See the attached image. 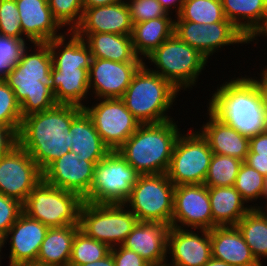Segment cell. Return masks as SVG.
<instances>
[{
	"label": "cell",
	"instance_id": "6da1fadb",
	"mask_svg": "<svg viewBox=\"0 0 267 266\" xmlns=\"http://www.w3.org/2000/svg\"><path fill=\"white\" fill-rule=\"evenodd\" d=\"M83 111L75 105L57 104L52 109L22 118L17 143L43 172L53 161L71 151L70 126Z\"/></svg>",
	"mask_w": 267,
	"mask_h": 266
},
{
	"label": "cell",
	"instance_id": "7a4b0ae2",
	"mask_svg": "<svg viewBox=\"0 0 267 266\" xmlns=\"http://www.w3.org/2000/svg\"><path fill=\"white\" fill-rule=\"evenodd\" d=\"M228 81V82H227ZM225 80L211 93L207 109L223 123L248 138L267 131L263 97L252 76Z\"/></svg>",
	"mask_w": 267,
	"mask_h": 266
},
{
	"label": "cell",
	"instance_id": "3957f363",
	"mask_svg": "<svg viewBox=\"0 0 267 266\" xmlns=\"http://www.w3.org/2000/svg\"><path fill=\"white\" fill-rule=\"evenodd\" d=\"M51 68L52 56L49 45L32 43L23 51L19 62L4 79L14 91L15 98L20 104L22 118L57 105L52 91Z\"/></svg>",
	"mask_w": 267,
	"mask_h": 266
},
{
	"label": "cell",
	"instance_id": "277c9868",
	"mask_svg": "<svg viewBox=\"0 0 267 266\" xmlns=\"http://www.w3.org/2000/svg\"><path fill=\"white\" fill-rule=\"evenodd\" d=\"M174 120L141 124L117 151L140 175L166 173L175 143L184 130Z\"/></svg>",
	"mask_w": 267,
	"mask_h": 266
},
{
	"label": "cell",
	"instance_id": "5b68a950",
	"mask_svg": "<svg viewBox=\"0 0 267 266\" xmlns=\"http://www.w3.org/2000/svg\"><path fill=\"white\" fill-rule=\"evenodd\" d=\"M146 64L135 73L121 100L140 124L172 120L168 112L174 109L173 103L181 91Z\"/></svg>",
	"mask_w": 267,
	"mask_h": 266
},
{
	"label": "cell",
	"instance_id": "8992f818",
	"mask_svg": "<svg viewBox=\"0 0 267 266\" xmlns=\"http://www.w3.org/2000/svg\"><path fill=\"white\" fill-rule=\"evenodd\" d=\"M144 60H148L150 66L154 64V68H149L151 71L158 73L183 92L187 89L190 91L196 86L198 77L203 74L202 71L206 69L208 63L203 54L180 40L175 34Z\"/></svg>",
	"mask_w": 267,
	"mask_h": 266
},
{
	"label": "cell",
	"instance_id": "52a82bcc",
	"mask_svg": "<svg viewBox=\"0 0 267 266\" xmlns=\"http://www.w3.org/2000/svg\"><path fill=\"white\" fill-rule=\"evenodd\" d=\"M83 202L76 193L54 187L42 179L23 203V212L49 228L79 225Z\"/></svg>",
	"mask_w": 267,
	"mask_h": 266
},
{
	"label": "cell",
	"instance_id": "ba28073f",
	"mask_svg": "<svg viewBox=\"0 0 267 266\" xmlns=\"http://www.w3.org/2000/svg\"><path fill=\"white\" fill-rule=\"evenodd\" d=\"M140 174L116 151H110L94 168L93 180L84 202L124 204Z\"/></svg>",
	"mask_w": 267,
	"mask_h": 266
},
{
	"label": "cell",
	"instance_id": "9c48e42d",
	"mask_svg": "<svg viewBox=\"0 0 267 266\" xmlns=\"http://www.w3.org/2000/svg\"><path fill=\"white\" fill-rule=\"evenodd\" d=\"M137 222L124 204L83 202L80 209V230L110 248L122 245Z\"/></svg>",
	"mask_w": 267,
	"mask_h": 266
},
{
	"label": "cell",
	"instance_id": "30bf717a",
	"mask_svg": "<svg viewBox=\"0 0 267 266\" xmlns=\"http://www.w3.org/2000/svg\"><path fill=\"white\" fill-rule=\"evenodd\" d=\"M175 185L166 173L140 175L124 205L138 221L171 226Z\"/></svg>",
	"mask_w": 267,
	"mask_h": 266
},
{
	"label": "cell",
	"instance_id": "8fae6325",
	"mask_svg": "<svg viewBox=\"0 0 267 266\" xmlns=\"http://www.w3.org/2000/svg\"><path fill=\"white\" fill-rule=\"evenodd\" d=\"M196 130H183L178 137L166 172L175 185L204 184L213 156L207 139Z\"/></svg>",
	"mask_w": 267,
	"mask_h": 266
},
{
	"label": "cell",
	"instance_id": "7c38bea8",
	"mask_svg": "<svg viewBox=\"0 0 267 266\" xmlns=\"http://www.w3.org/2000/svg\"><path fill=\"white\" fill-rule=\"evenodd\" d=\"M83 110L110 151H116L141 125L121 98L96 99Z\"/></svg>",
	"mask_w": 267,
	"mask_h": 266
},
{
	"label": "cell",
	"instance_id": "4fadbf2b",
	"mask_svg": "<svg viewBox=\"0 0 267 266\" xmlns=\"http://www.w3.org/2000/svg\"><path fill=\"white\" fill-rule=\"evenodd\" d=\"M43 172L18 143L0 156V193L24 203Z\"/></svg>",
	"mask_w": 267,
	"mask_h": 266
},
{
	"label": "cell",
	"instance_id": "5bb4252c",
	"mask_svg": "<svg viewBox=\"0 0 267 266\" xmlns=\"http://www.w3.org/2000/svg\"><path fill=\"white\" fill-rule=\"evenodd\" d=\"M174 34L208 60L225 46L247 44V38L232 22L202 25L191 21H174Z\"/></svg>",
	"mask_w": 267,
	"mask_h": 266
},
{
	"label": "cell",
	"instance_id": "9a60e30c",
	"mask_svg": "<svg viewBox=\"0 0 267 266\" xmlns=\"http://www.w3.org/2000/svg\"><path fill=\"white\" fill-rule=\"evenodd\" d=\"M171 226L184 229H213L211 204L206 185L175 186Z\"/></svg>",
	"mask_w": 267,
	"mask_h": 266
},
{
	"label": "cell",
	"instance_id": "2e32d148",
	"mask_svg": "<svg viewBox=\"0 0 267 266\" xmlns=\"http://www.w3.org/2000/svg\"><path fill=\"white\" fill-rule=\"evenodd\" d=\"M144 63L92 58L88 71L90 94L95 97L92 99L121 98Z\"/></svg>",
	"mask_w": 267,
	"mask_h": 266
},
{
	"label": "cell",
	"instance_id": "e0dca14e",
	"mask_svg": "<svg viewBox=\"0 0 267 266\" xmlns=\"http://www.w3.org/2000/svg\"><path fill=\"white\" fill-rule=\"evenodd\" d=\"M167 254L171 259H167V266L204 265L212 257L210 231L171 226Z\"/></svg>",
	"mask_w": 267,
	"mask_h": 266
},
{
	"label": "cell",
	"instance_id": "ac0fdd59",
	"mask_svg": "<svg viewBox=\"0 0 267 266\" xmlns=\"http://www.w3.org/2000/svg\"><path fill=\"white\" fill-rule=\"evenodd\" d=\"M95 165L92 161H79L76 154L69 151L43 171V180L84 199L92 185Z\"/></svg>",
	"mask_w": 267,
	"mask_h": 266
},
{
	"label": "cell",
	"instance_id": "d6986e66",
	"mask_svg": "<svg viewBox=\"0 0 267 266\" xmlns=\"http://www.w3.org/2000/svg\"><path fill=\"white\" fill-rule=\"evenodd\" d=\"M48 229L23 212L5 235V244L10 245L9 266L36 262Z\"/></svg>",
	"mask_w": 267,
	"mask_h": 266
},
{
	"label": "cell",
	"instance_id": "ffe728a7",
	"mask_svg": "<svg viewBox=\"0 0 267 266\" xmlns=\"http://www.w3.org/2000/svg\"><path fill=\"white\" fill-rule=\"evenodd\" d=\"M170 228L163 222L138 221L122 246L136 252L151 266L166 265Z\"/></svg>",
	"mask_w": 267,
	"mask_h": 266
},
{
	"label": "cell",
	"instance_id": "44dd1931",
	"mask_svg": "<svg viewBox=\"0 0 267 266\" xmlns=\"http://www.w3.org/2000/svg\"><path fill=\"white\" fill-rule=\"evenodd\" d=\"M133 24L125 2L84 8L80 24L74 33L84 39L89 33L131 35Z\"/></svg>",
	"mask_w": 267,
	"mask_h": 266
},
{
	"label": "cell",
	"instance_id": "7402d4cb",
	"mask_svg": "<svg viewBox=\"0 0 267 266\" xmlns=\"http://www.w3.org/2000/svg\"><path fill=\"white\" fill-rule=\"evenodd\" d=\"M23 35L30 43H48L63 36L64 28L54 18L48 0H15Z\"/></svg>",
	"mask_w": 267,
	"mask_h": 266
},
{
	"label": "cell",
	"instance_id": "603a6c76",
	"mask_svg": "<svg viewBox=\"0 0 267 266\" xmlns=\"http://www.w3.org/2000/svg\"><path fill=\"white\" fill-rule=\"evenodd\" d=\"M209 231L213 258L231 266H263L253 256L236 226L214 227Z\"/></svg>",
	"mask_w": 267,
	"mask_h": 266
},
{
	"label": "cell",
	"instance_id": "cb8c5ba5",
	"mask_svg": "<svg viewBox=\"0 0 267 266\" xmlns=\"http://www.w3.org/2000/svg\"><path fill=\"white\" fill-rule=\"evenodd\" d=\"M206 112L209 119L198 130L207 139L212 152L245 161L249 152V138L223 123L208 109Z\"/></svg>",
	"mask_w": 267,
	"mask_h": 266
},
{
	"label": "cell",
	"instance_id": "d4e9b609",
	"mask_svg": "<svg viewBox=\"0 0 267 266\" xmlns=\"http://www.w3.org/2000/svg\"><path fill=\"white\" fill-rule=\"evenodd\" d=\"M52 91L57 104L83 108L90 96L88 70L85 68H51ZM86 100V101H85ZM85 102V103H84Z\"/></svg>",
	"mask_w": 267,
	"mask_h": 266
},
{
	"label": "cell",
	"instance_id": "484cf974",
	"mask_svg": "<svg viewBox=\"0 0 267 266\" xmlns=\"http://www.w3.org/2000/svg\"><path fill=\"white\" fill-rule=\"evenodd\" d=\"M213 228L236 226L253 208L241 197L234 186L208 187Z\"/></svg>",
	"mask_w": 267,
	"mask_h": 266
},
{
	"label": "cell",
	"instance_id": "4316f807",
	"mask_svg": "<svg viewBox=\"0 0 267 266\" xmlns=\"http://www.w3.org/2000/svg\"><path fill=\"white\" fill-rule=\"evenodd\" d=\"M69 133L71 151L76 154L79 161L86 160L97 164L110 152L84 110L72 121Z\"/></svg>",
	"mask_w": 267,
	"mask_h": 266
},
{
	"label": "cell",
	"instance_id": "83f0119b",
	"mask_svg": "<svg viewBox=\"0 0 267 266\" xmlns=\"http://www.w3.org/2000/svg\"><path fill=\"white\" fill-rule=\"evenodd\" d=\"M84 41L90 48L92 58L116 62H145L136 54L131 35L89 33Z\"/></svg>",
	"mask_w": 267,
	"mask_h": 266
},
{
	"label": "cell",
	"instance_id": "f1b7e54d",
	"mask_svg": "<svg viewBox=\"0 0 267 266\" xmlns=\"http://www.w3.org/2000/svg\"><path fill=\"white\" fill-rule=\"evenodd\" d=\"M47 44L54 68H85L89 71L92 60L90 48L73 31H67Z\"/></svg>",
	"mask_w": 267,
	"mask_h": 266
},
{
	"label": "cell",
	"instance_id": "f546056e",
	"mask_svg": "<svg viewBox=\"0 0 267 266\" xmlns=\"http://www.w3.org/2000/svg\"><path fill=\"white\" fill-rule=\"evenodd\" d=\"M174 21L171 14L167 13L164 17L133 24L131 39L136 54L144 60L171 37L174 34Z\"/></svg>",
	"mask_w": 267,
	"mask_h": 266
},
{
	"label": "cell",
	"instance_id": "4dcf8cb0",
	"mask_svg": "<svg viewBox=\"0 0 267 266\" xmlns=\"http://www.w3.org/2000/svg\"><path fill=\"white\" fill-rule=\"evenodd\" d=\"M79 225L49 228L36 262L49 266H68L75 234Z\"/></svg>",
	"mask_w": 267,
	"mask_h": 266
},
{
	"label": "cell",
	"instance_id": "1f68e13d",
	"mask_svg": "<svg viewBox=\"0 0 267 266\" xmlns=\"http://www.w3.org/2000/svg\"><path fill=\"white\" fill-rule=\"evenodd\" d=\"M225 18L247 38L267 15V0H221Z\"/></svg>",
	"mask_w": 267,
	"mask_h": 266
},
{
	"label": "cell",
	"instance_id": "d6a6232c",
	"mask_svg": "<svg viewBox=\"0 0 267 266\" xmlns=\"http://www.w3.org/2000/svg\"><path fill=\"white\" fill-rule=\"evenodd\" d=\"M253 256L263 265L267 259V210L252 208L236 225ZM262 260V261H261Z\"/></svg>",
	"mask_w": 267,
	"mask_h": 266
},
{
	"label": "cell",
	"instance_id": "836d02e7",
	"mask_svg": "<svg viewBox=\"0 0 267 266\" xmlns=\"http://www.w3.org/2000/svg\"><path fill=\"white\" fill-rule=\"evenodd\" d=\"M175 21H191L200 24L231 22L225 18L221 0H184L182 10Z\"/></svg>",
	"mask_w": 267,
	"mask_h": 266
},
{
	"label": "cell",
	"instance_id": "e575fe53",
	"mask_svg": "<svg viewBox=\"0 0 267 266\" xmlns=\"http://www.w3.org/2000/svg\"><path fill=\"white\" fill-rule=\"evenodd\" d=\"M243 161L231 156L214 154L204 185L207 187L234 186Z\"/></svg>",
	"mask_w": 267,
	"mask_h": 266
},
{
	"label": "cell",
	"instance_id": "d590c367",
	"mask_svg": "<svg viewBox=\"0 0 267 266\" xmlns=\"http://www.w3.org/2000/svg\"><path fill=\"white\" fill-rule=\"evenodd\" d=\"M111 248L102 242L88 237L79 230L74 237L68 266H81L98 261L110 253Z\"/></svg>",
	"mask_w": 267,
	"mask_h": 266
},
{
	"label": "cell",
	"instance_id": "8d00e7d4",
	"mask_svg": "<svg viewBox=\"0 0 267 266\" xmlns=\"http://www.w3.org/2000/svg\"><path fill=\"white\" fill-rule=\"evenodd\" d=\"M266 177L256 169L250 167L244 161L240 166L234 187L241 194L246 203H252L253 208L258 209L257 199L261 201L265 192ZM257 205V206H256Z\"/></svg>",
	"mask_w": 267,
	"mask_h": 266
},
{
	"label": "cell",
	"instance_id": "74e56055",
	"mask_svg": "<svg viewBox=\"0 0 267 266\" xmlns=\"http://www.w3.org/2000/svg\"><path fill=\"white\" fill-rule=\"evenodd\" d=\"M21 122V108L14 91L4 79H0V124L8 126L17 135Z\"/></svg>",
	"mask_w": 267,
	"mask_h": 266
},
{
	"label": "cell",
	"instance_id": "f35d334b",
	"mask_svg": "<svg viewBox=\"0 0 267 266\" xmlns=\"http://www.w3.org/2000/svg\"><path fill=\"white\" fill-rule=\"evenodd\" d=\"M54 18L67 31H74L83 15V0H48Z\"/></svg>",
	"mask_w": 267,
	"mask_h": 266
},
{
	"label": "cell",
	"instance_id": "ab89813d",
	"mask_svg": "<svg viewBox=\"0 0 267 266\" xmlns=\"http://www.w3.org/2000/svg\"><path fill=\"white\" fill-rule=\"evenodd\" d=\"M30 43L28 39H17L0 34V79H5L19 62L23 51Z\"/></svg>",
	"mask_w": 267,
	"mask_h": 266
},
{
	"label": "cell",
	"instance_id": "60d3db41",
	"mask_svg": "<svg viewBox=\"0 0 267 266\" xmlns=\"http://www.w3.org/2000/svg\"><path fill=\"white\" fill-rule=\"evenodd\" d=\"M0 34L17 39H27L22 32L15 0H0Z\"/></svg>",
	"mask_w": 267,
	"mask_h": 266
},
{
	"label": "cell",
	"instance_id": "b9f144b4",
	"mask_svg": "<svg viewBox=\"0 0 267 266\" xmlns=\"http://www.w3.org/2000/svg\"><path fill=\"white\" fill-rule=\"evenodd\" d=\"M127 4L132 24L164 17L167 14L157 0H131Z\"/></svg>",
	"mask_w": 267,
	"mask_h": 266
},
{
	"label": "cell",
	"instance_id": "7bdbcfd3",
	"mask_svg": "<svg viewBox=\"0 0 267 266\" xmlns=\"http://www.w3.org/2000/svg\"><path fill=\"white\" fill-rule=\"evenodd\" d=\"M22 213L23 203L0 193V233L6 235Z\"/></svg>",
	"mask_w": 267,
	"mask_h": 266
},
{
	"label": "cell",
	"instance_id": "ee69618b",
	"mask_svg": "<svg viewBox=\"0 0 267 266\" xmlns=\"http://www.w3.org/2000/svg\"><path fill=\"white\" fill-rule=\"evenodd\" d=\"M110 252L114 258L115 266H151L136 252L122 245L111 248Z\"/></svg>",
	"mask_w": 267,
	"mask_h": 266
},
{
	"label": "cell",
	"instance_id": "f6af8a7d",
	"mask_svg": "<svg viewBox=\"0 0 267 266\" xmlns=\"http://www.w3.org/2000/svg\"><path fill=\"white\" fill-rule=\"evenodd\" d=\"M17 144V135L5 125L0 124V156Z\"/></svg>",
	"mask_w": 267,
	"mask_h": 266
},
{
	"label": "cell",
	"instance_id": "bcb514c9",
	"mask_svg": "<svg viewBox=\"0 0 267 266\" xmlns=\"http://www.w3.org/2000/svg\"><path fill=\"white\" fill-rule=\"evenodd\" d=\"M249 151L259 156H267V131L249 138Z\"/></svg>",
	"mask_w": 267,
	"mask_h": 266
},
{
	"label": "cell",
	"instance_id": "7dc6e473",
	"mask_svg": "<svg viewBox=\"0 0 267 266\" xmlns=\"http://www.w3.org/2000/svg\"><path fill=\"white\" fill-rule=\"evenodd\" d=\"M244 162L267 178V156H259L249 151Z\"/></svg>",
	"mask_w": 267,
	"mask_h": 266
},
{
	"label": "cell",
	"instance_id": "c3c4849f",
	"mask_svg": "<svg viewBox=\"0 0 267 266\" xmlns=\"http://www.w3.org/2000/svg\"><path fill=\"white\" fill-rule=\"evenodd\" d=\"M267 37V15L262 19L261 23L251 32L247 37V44H258L260 41L258 37ZM255 40V41H254ZM258 40V41H257Z\"/></svg>",
	"mask_w": 267,
	"mask_h": 266
},
{
	"label": "cell",
	"instance_id": "681fc988",
	"mask_svg": "<svg viewBox=\"0 0 267 266\" xmlns=\"http://www.w3.org/2000/svg\"><path fill=\"white\" fill-rule=\"evenodd\" d=\"M157 1L161 4L162 8L168 14L173 15L172 13H175V15H173L175 17H177L179 15V13L181 12L183 2H184V0H157Z\"/></svg>",
	"mask_w": 267,
	"mask_h": 266
},
{
	"label": "cell",
	"instance_id": "f907efd6",
	"mask_svg": "<svg viewBox=\"0 0 267 266\" xmlns=\"http://www.w3.org/2000/svg\"><path fill=\"white\" fill-rule=\"evenodd\" d=\"M260 68H261L260 74L257 72V75H259L260 77L254 76L252 77V79L258 84L261 90V94H267V65L265 67H260Z\"/></svg>",
	"mask_w": 267,
	"mask_h": 266
},
{
	"label": "cell",
	"instance_id": "816d5d0a",
	"mask_svg": "<svg viewBox=\"0 0 267 266\" xmlns=\"http://www.w3.org/2000/svg\"><path fill=\"white\" fill-rule=\"evenodd\" d=\"M123 2V0H83L84 8H93L97 6L110 5Z\"/></svg>",
	"mask_w": 267,
	"mask_h": 266
},
{
	"label": "cell",
	"instance_id": "f5cc1de1",
	"mask_svg": "<svg viewBox=\"0 0 267 266\" xmlns=\"http://www.w3.org/2000/svg\"><path fill=\"white\" fill-rule=\"evenodd\" d=\"M81 266H115V263L114 258L110 252L107 256L98 261L90 262Z\"/></svg>",
	"mask_w": 267,
	"mask_h": 266
},
{
	"label": "cell",
	"instance_id": "db71d44e",
	"mask_svg": "<svg viewBox=\"0 0 267 266\" xmlns=\"http://www.w3.org/2000/svg\"><path fill=\"white\" fill-rule=\"evenodd\" d=\"M202 266H231L230 264L226 263L225 261H221L211 257L204 265Z\"/></svg>",
	"mask_w": 267,
	"mask_h": 266
},
{
	"label": "cell",
	"instance_id": "11a10c76",
	"mask_svg": "<svg viewBox=\"0 0 267 266\" xmlns=\"http://www.w3.org/2000/svg\"><path fill=\"white\" fill-rule=\"evenodd\" d=\"M265 199V206L263 207L261 204L260 206H258V209H266L267 210V178H266V184H265V192H264V195H263V198L262 200Z\"/></svg>",
	"mask_w": 267,
	"mask_h": 266
},
{
	"label": "cell",
	"instance_id": "9f6ffc18",
	"mask_svg": "<svg viewBox=\"0 0 267 266\" xmlns=\"http://www.w3.org/2000/svg\"><path fill=\"white\" fill-rule=\"evenodd\" d=\"M15 266H49V265L41 264L38 262H30V263H21V264L15 265Z\"/></svg>",
	"mask_w": 267,
	"mask_h": 266
},
{
	"label": "cell",
	"instance_id": "6f0895ef",
	"mask_svg": "<svg viewBox=\"0 0 267 266\" xmlns=\"http://www.w3.org/2000/svg\"><path fill=\"white\" fill-rule=\"evenodd\" d=\"M5 235L0 233V256L1 254H3L1 251H2V248L5 247Z\"/></svg>",
	"mask_w": 267,
	"mask_h": 266
},
{
	"label": "cell",
	"instance_id": "680465c9",
	"mask_svg": "<svg viewBox=\"0 0 267 266\" xmlns=\"http://www.w3.org/2000/svg\"><path fill=\"white\" fill-rule=\"evenodd\" d=\"M263 97V103H264V108H265V114L267 118V94H261Z\"/></svg>",
	"mask_w": 267,
	"mask_h": 266
},
{
	"label": "cell",
	"instance_id": "91938a15",
	"mask_svg": "<svg viewBox=\"0 0 267 266\" xmlns=\"http://www.w3.org/2000/svg\"><path fill=\"white\" fill-rule=\"evenodd\" d=\"M129 1H131V0H123V2H125V3H128Z\"/></svg>",
	"mask_w": 267,
	"mask_h": 266
}]
</instances>
